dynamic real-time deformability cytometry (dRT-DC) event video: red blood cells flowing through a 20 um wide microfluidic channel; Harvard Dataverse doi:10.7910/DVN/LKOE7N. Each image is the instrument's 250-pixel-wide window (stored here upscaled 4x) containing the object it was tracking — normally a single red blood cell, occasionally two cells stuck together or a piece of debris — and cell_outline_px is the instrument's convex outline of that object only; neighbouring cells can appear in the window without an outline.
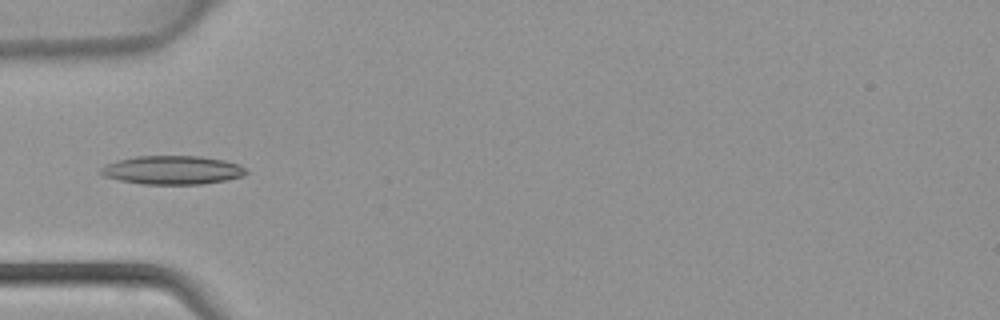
{"species": "common noctule bat (a hibernating species)", "species_latin": "Nyctalus noctula", "temperature_condition": "warm", "stored_images_in_passage": 17, "camera_frame_rate_fps": 3000, "um_per_image_px": 0.085, "animal": {"sex": "female", "body_mass_g": 22.7, "forearm_length_mm": 54.2}, "frame": {"image": 1, "passage_image": 15, "time_ms": 4.667, "image_size_px": [1000, 320], "cell_outline_px": [[248, 172], [244, 176], [224, 180], [200, 184], [140, 184], [120, 180], [104, 176], [100, 172], [100, 168], [116, 160], [136, 156], [200, 156], [224, 160], [240, 164]], "centroid_in_image_um": [14.66, 14.45], "position_along_channel_um": 70.3, "area_um2": 24.22}}